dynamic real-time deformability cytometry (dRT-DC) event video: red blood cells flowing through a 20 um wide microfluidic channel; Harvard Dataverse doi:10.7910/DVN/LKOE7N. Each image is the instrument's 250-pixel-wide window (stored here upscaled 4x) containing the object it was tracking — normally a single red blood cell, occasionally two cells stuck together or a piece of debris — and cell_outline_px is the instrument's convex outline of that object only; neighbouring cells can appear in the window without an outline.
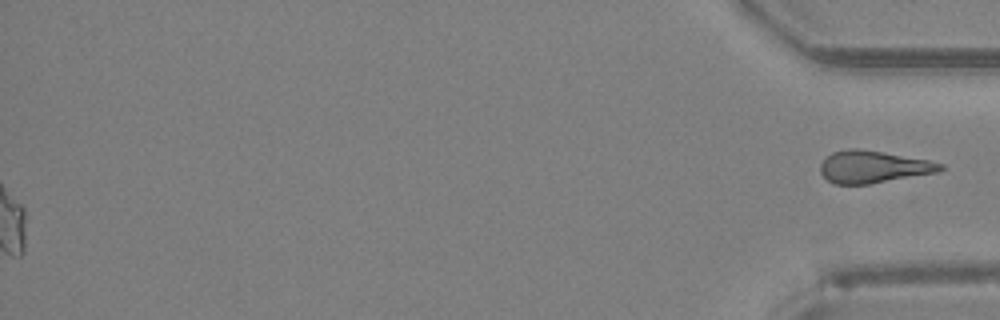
{"species": "Egyptian fruit bat (a non-hibernating species)", "species_latin": "Rousettus aegyptiacus", "temperature_condition": "room temperature", "stored_images_in_passage": 37, "segment_of_instrument_passage": [2, 2], "camera_frame_rate_fps": 3000, "um_per_image_px": 0.085, "animal": {"sex": "female"}, "frame": {"image": 1, "passage_image": 37, "time_ms": 12.0, "image_size_px": [1000, 320], "cell_outline_px": [[948, 168], [940, 172], [868, 184], [836, 184], [828, 180], [820, 172], [820, 164], [832, 152], [848, 148], [856, 148], [928, 160], [944, 164]], "centroid_in_image_um": [74.26, 14.19], "position_along_channel_um": 360.9, "area_um2": 22.43}}